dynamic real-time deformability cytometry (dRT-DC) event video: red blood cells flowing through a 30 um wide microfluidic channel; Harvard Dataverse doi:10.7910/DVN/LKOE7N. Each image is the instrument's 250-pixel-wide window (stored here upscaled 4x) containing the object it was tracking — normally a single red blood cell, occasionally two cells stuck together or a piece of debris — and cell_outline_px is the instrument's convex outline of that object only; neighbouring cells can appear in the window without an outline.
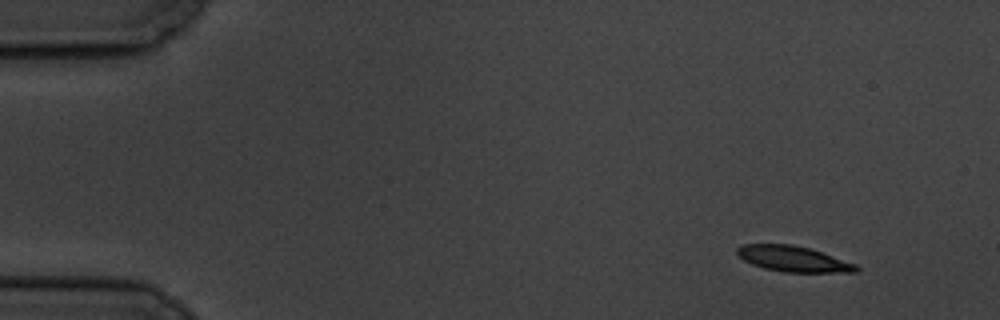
{"species": "common noctule bat (a hibernating species)", "species_latin": "Nyctalus noctula", "temperature_condition": "cold", "stored_images_in_passage": 5, "camera_frame_rate_fps": 3000, "um_per_image_px": 0.085, "animal": {"sex": "male", "body_mass_g": 19.5, "forearm_length_mm": 54.6}, "frame": {"image": 1, "passage_image": 1, "time_ms": 0.0, "image_size_px": [1000, 320], "cell_outline_px": [[860, 268], [856, 272], [784, 272], [764, 268], [752, 264], [744, 260], [736, 252], [736, 248], [744, 244], [792, 244], [808, 248], [856, 264]], "centroid_in_image_um": [67.41, 22.0], "position_along_channel_um": 17.6, "area_um2": 17.57}}
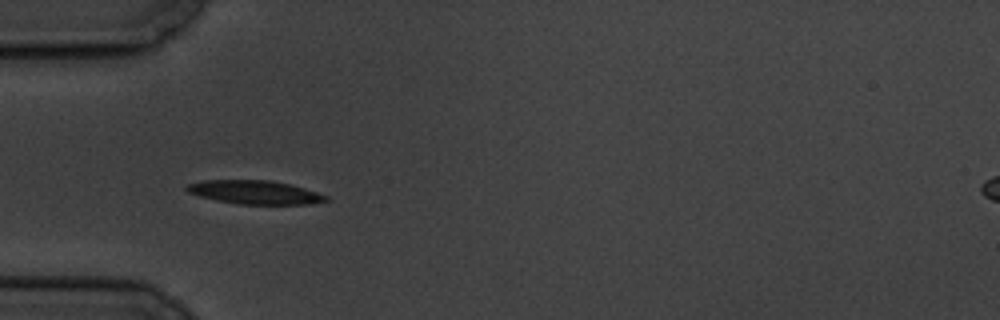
{"frame": {"image": 2, "passage_image": 4, "time_ms": 4.333, "image_size_px": [1000, 320], "cell_outline_px": [[328, 200], [308, 204], [240, 204], [216, 200], [200, 196], [188, 192], [184, 188], [188, 184], [200, 180], [272, 180], [292, 184], [328, 196]], "centroid_in_image_um": [21.64, 16.33], "position_along_channel_um": 63.4, "area_um2": 19.13}}
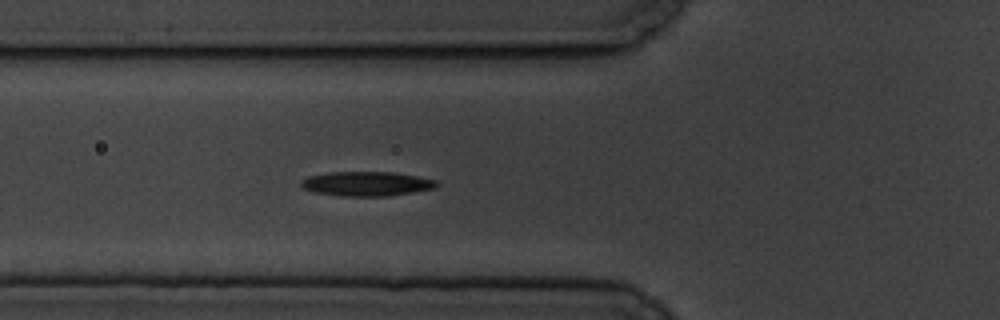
{"frame": {"image": 3, "passage_image": 5, "time_ms": 5.333, "image_size_px": [1000, 320], "cell_outline_px": [[440, 184], [436, 188], [388, 196], [344, 196], [316, 192], [304, 188], [300, 184], [300, 180], [308, 176], [328, 172], [392, 172], [416, 176], [436, 180]], "centroid_in_image_um": [31.17, 15.61], "position_along_channel_um": 94.6, "area_um2": 19.25}}